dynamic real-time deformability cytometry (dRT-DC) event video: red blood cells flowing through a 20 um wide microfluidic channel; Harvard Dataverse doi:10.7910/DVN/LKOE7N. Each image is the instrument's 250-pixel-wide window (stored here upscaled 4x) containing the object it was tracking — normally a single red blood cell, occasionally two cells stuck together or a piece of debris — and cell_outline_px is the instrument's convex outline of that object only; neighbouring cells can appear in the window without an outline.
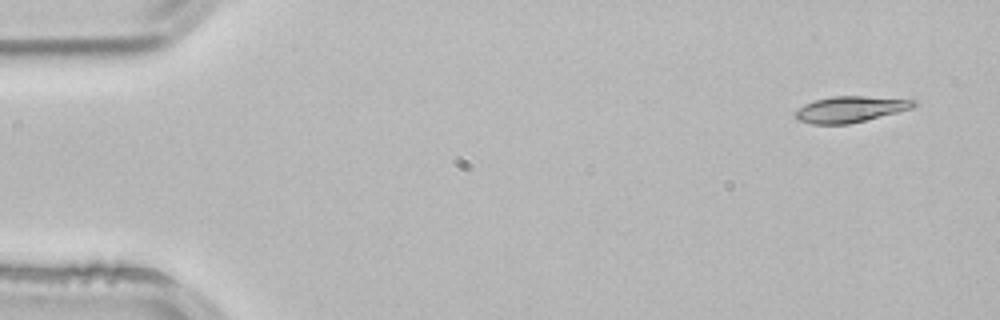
{"species": "common noctule bat (a hibernating species)", "species_latin": "Nyctalus noctula", "temperature_condition": "room temperature", "stored_images_in_passage": 3, "camera_frame_rate_fps": 3000, "um_per_image_px": 0.085, "animal": {"sex": "male", "body_mass_g": 21.5, "forearm_length_mm": 52.0}, "frame": {"image": 1, "passage_image": 1, "time_ms": 0.0, "image_size_px": [1000, 320], "cell_outline_px": [[920, 104], [912, 108], [848, 124], [812, 124], [796, 120], [792, 116], [804, 104], [816, 100], [832, 96], [864, 96], [916, 100]], "centroid_in_image_um": [72.25, 9.28], "position_along_channel_um": 12.7, "area_um2": 17.86}}
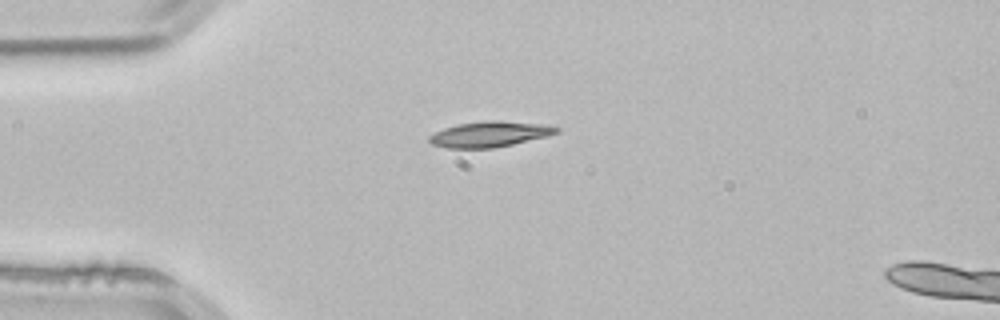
{"frame": {"image": 2, "passage_image": 3, "time_ms": 0.667, "image_size_px": [1000, 320], "cell_outline_px": [[560, 132], [548, 136], [512, 144], [492, 148], [448, 148], [432, 144], [428, 140], [428, 136], [444, 128], [460, 124], [484, 120], [500, 120], [540, 124], [560, 128]], "centroid_in_image_um": [41.62, 11.4], "position_along_channel_um": 43.4, "area_um2": 18.84}}